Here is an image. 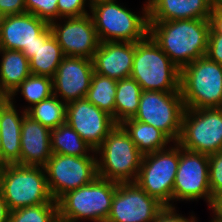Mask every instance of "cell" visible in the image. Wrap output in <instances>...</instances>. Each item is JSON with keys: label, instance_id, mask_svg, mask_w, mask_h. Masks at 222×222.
<instances>
[{"label": "cell", "instance_id": "obj_39", "mask_svg": "<svg viewBox=\"0 0 222 222\" xmlns=\"http://www.w3.org/2000/svg\"><path fill=\"white\" fill-rule=\"evenodd\" d=\"M9 212L10 211L0 191V222H8Z\"/></svg>", "mask_w": 222, "mask_h": 222}, {"label": "cell", "instance_id": "obj_25", "mask_svg": "<svg viewBox=\"0 0 222 222\" xmlns=\"http://www.w3.org/2000/svg\"><path fill=\"white\" fill-rule=\"evenodd\" d=\"M51 150L77 157L96 156L91 146L67 122L51 130Z\"/></svg>", "mask_w": 222, "mask_h": 222}, {"label": "cell", "instance_id": "obj_1", "mask_svg": "<svg viewBox=\"0 0 222 222\" xmlns=\"http://www.w3.org/2000/svg\"><path fill=\"white\" fill-rule=\"evenodd\" d=\"M209 30V19L149 21L148 35L181 70L206 56Z\"/></svg>", "mask_w": 222, "mask_h": 222}, {"label": "cell", "instance_id": "obj_34", "mask_svg": "<svg viewBox=\"0 0 222 222\" xmlns=\"http://www.w3.org/2000/svg\"><path fill=\"white\" fill-rule=\"evenodd\" d=\"M178 212V213H177ZM186 217L179 213L177 207H164V209L156 216L153 222H198L197 216L194 212Z\"/></svg>", "mask_w": 222, "mask_h": 222}, {"label": "cell", "instance_id": "obj_16", "mask_svg": "<svg viewBox=\"0 0 222 222\" xmlns=\"http://www.w3.org/2000/svg\"><path fill=\"white\" fill-rule=\"evenodd\" d=\"M49 23L31 13L0 17V49L22 51L30 59L37 48L39 35Z\"/></svg>", "mask_w": 222, "mask_h": 222}, {"label": "cell", "instance_id": "obj_23", "mask_svg": "<svg viewBox=\"0 0 222 222\" xmlns=\"http://www.w3.org/2000/svg\"><path fill=\"white\" fill-rule=\"evenodd\" d=\"M0 98H8L31 74L22 51L0 49Z\"/></svg>", "mask_w": 222, "mask_h": 222}, {"label": "cell", "instance_id": "obj_10", "mask_svg": "<svg viewBox=\"0 0 222 222\" xmlns=\"http://www.w3.org/2000/svg\"><path fill=\"white\" fill-rule=\"evenodd\" d=\"M184 111L181 92L142 91L133 119L160 129L173 142H178Z\"/></svg>", "mask_w": 222, "mask_h": 222}, {"label": "cell", "instance_id": "obj_24", "mask_svg": "<svg viewBox=\"0 0 222 222\" xmlns=\"http://www.w3.org/2000/svg\"><path fill=\"white\" fill-rule=\"evenodd\" d=\"M120 125L143 155L163 150L173 144L164 132L147 123L129 118Z\"/></svg>", "mask_w": 222, "mask_h": 222}, {"label": "cell", "instance_id": "obj_2", "mask_svg": "<svg viewBox=\"0 0 222 222\" xmlns=\"http://www.w3.org/2000/svg\"><path fill=\"white\" fill-rule=\"evenodd\" d=\"M144 3L138 15L117 0L92 6L89 14L100 42L143 41L149 33L147 0Z\"/></svg>", "mask_w": 222, "mask_h": 222}, {"label": "cell", "instance_id": "obj_11", "mask_svg": "<svg viewBox=\"0 0 222 222\" xmlns=\"http://www.w3.org/2000/svg\"><path fill=\"white\" fill-rule=\"evenodd\" d=\"M44 169L48 189L55 201L99 177L96 156L77 157L52 153Z\"/></svg>", "mask_w": 222, "mask_h": 222}, {"label": "cell", "instance_id": "obj_5", "mask_svg": "<svg viewBox=\"0 0 222 222\" xmlns=\"http://www.w3.org/2000/svg\"><path fill=\"white\" fill-rule=\"evenodd\" d=\"M95 152L100 178L118 183L136 181L143 154L120 124L106 136Z\"/></svg>", "mask_w": 222, "mask_h": 222}, {"label": "cell", "instance_id": "obj_17", "mask_svg": "<svg viewBox=\"0 0 222 222\" xmlns=\"http://www.w3.org/2000/svg\"><path fill=\"white\" fill-rule=\"evenodd\" d=\"M93 73L92 59L64 56L52 77L53 94L66 104L86 98Z\"/></svg>", "mask_w": 222, "mask_h": 222}, {"label": "cell", "instance_id": "obj_31", "mask_svg": "<svg viewBox=\"0 0 222 222\" xmlns=\"http://www.w3.org/2000/svg\"><path fill=\"white\" fill-rule=\"evenodd\" d=\"M58 0H25L26 13L45 20L49 24L58 20Z\"/></svg>", "mask_w": 222, "mask_h": 222}, {"label": "cell", "instance_id": "obj_40", "mask_svg": "<svg viewBox=\"0 0 222 222\" xmlns=\"http://www.w3.org/2000/svg\"><path fill=\"white\" fill-rule=\"evenodd\" d=\"M109 1H114V0H86L89 8H91L92 6L102 3V2H109Z\"/></svg>", "mask_w": 222, "mask_h": 222}, {"label": "cell", "instance_id": "obj_20", "mask_svg": "<svg viewBox=\"0 0 222 222\" xmlns=\"http://www.w3.org/2000/svg\"><path fill=\"white\" fill-rule=\"evenodd\" d=\"M20 165L44 167L52 155L51 130L25 114L21 128Z\"/></svg>", "mask_w": 222, "mask_h": 222}, {"label": "cell", "instance_id": "obj_29", "mask_svg": "<svg viewBox=\"0 0 222 222\" xmlns=\"http://www.w3.org/2000/svg\"><path fill=\"white\" fill-rule=\"evenodd\" d=\"M19 93L24 98L23 100L28 103L22 108L24 111H27L33 105L38 104L53 95L52 78L30 74L20 86L13 91L8 99H15Z\"/></svg>", "mask_w": 222, "mask_h": 222}, {"label": "cell", "instance_id": "obj_19", "mask_svg": "<svg viewBox=\"0 0 222 222\" xmlns=\"http://www.w3.org/2000/svg\"><path fill=\"white\" fill-rule=\"evenodd\" d=\"M16 103V98H0L1 153L7 165H20L21 128L26 111L22 106L17 109Z\"/></svg>", "mask_w": 222, "mask_h": 222}, {"label": "cell", "instance_id": "obj_14", "mask_svg": "<svg viewBox=\"0 0 222 222\" xmlns=\"http://www.w3.org/2000/svg\"><path fill=\"white\" fill-rule=\"evenodd\" d=\"M49 25L64 56L93 58L100 40L90 14L61 18Z\"/></svg>", "mask_w": 222, "mask_h": 222}, {"label": "cell", "instance_id": "obj_35", "mask_svg": "<svg viewBox=\"0 0 222 222\" xmlns=\"http://www.w3.org/2000/svg\"><path fill=\"white\" fill-rule=\"evenodd\" d=\"M206 56L222 65V34L216 33L211 27L208 35Z\"/></svg>", "mask_w": 222, "mask_h": 222}, {"label": "cell", "instance_id": "obj_41", "mask_svg": "<svg viewBox=\"0 0 222 222\" xmlns=\"http://www.w3.org/2000/svg\"><path fill=\"white\" fill-rule=\"evenodd\" d=\"M7 164L4 162L2 153H1V137H0V170H2Z\"/></svg>", "mask_w": 222, "mask_h": 222}, {"label": "cell", "instance_id": "obj_12", "mask_svg": "<svg viewBox=\"0 0 222 222\" xmlns=\"http://www.w3.org/2000/svg\"><path fill=\"white\" fill-rule=\"evenodd\" d=\"M203 199L209 208L212 194L209 185L208 155L193 152L179 145V165L172 193V207L177 203Z\"/></svg>", "mask_w": 222, "mask_h": 222}, {"label": "cell", "instance_id": "obj_38", "mask_svg": "<svg viewBox=\"0 0 222 222\" xmlns=\"http://www.w3.org/2000/svg\"><path fill=\"white\" fill-rule=\"evenodd\" d=\"M208 210H210V212L212 211V218H210L211 220H222V194L217 195L213 199Z\"/></svg>", "mask_w": 222, "mask_h": 222}, {"label": "cell", "instance_id": "obj_21", "mask_svg": "<svg viewBox=\"0 0 222 222\" xmlns=\"http://www.w3.org/2000/svg\"><path fill=\"white\" fill-rule=\"evenodd\" d=\"M215 0H147L148 21L209 19Z\"/></svg>", "mask_w": 222, "mask_h": 222}, {"label": "cell", "instance_id": "obj_18", "mask_svg": "<svg viewBox=\"0 0 222 222\" xmlns=\"http://www.w3.org/2000/svg\"><path fill=\"white\" fill-rule=\"evenodd\" d=\"M135 43L100 42L92 58L94 73L120 80L128 78L133 68Z\"/></svg>", "mask_w": 222, "mask_h": 222}, {"label": "cell", "instance_id": "obj_7", "mask_svg": "<svg viewBox=\"0 0 222 222\" xmlns=\"http://www.w3.org/2000/svg\"><path fill=\"white\" fill-rule=\"evenodd\" d=\"M180 92L185 108L222 107V65L207 56L180 70Z\"/></svg>", "mask_w": 222, "mask_h": 222}, {"label": "cell", "instance_id": "obj_32", "mask_svg": "<svg viewBox=\"0 0 222 222\" xmlns=\"http://www.w3.org/2000/svg\"><path fill=\"white\" fill-rule=\"evenodd\" d=\"M209 185L212 201L222 194V151L208 155Z\"/></svg>", "mask_w": 222, "mask_h": 222}, {"label": "cell", "instance_id": "obj_4", "mask_svg": "<svg viewBox=\"0 0 222 222\" xmlns=\"http://www.w3.org/2000/svg\"><path fill=\"white\" fill-rule=\"evenodd\" d=\"M130 77L142 91L180 92V69L149 35L135 43Z\"/></svg>", "mask_w": 222, "mask_h": 222}, {"label": "cell", "instance_id": "obj_13", "mask_svg": "<svg viewBox=\"0 0 222 222\" xmlns=\"http://www.w3.org/2000/svg\"><path fill=\"white\" fill-rule=\"evenodd\" d=\"M164 205L136 182L118 183L106 222H153Z\"/></svg>", "mask_w": 222, "mask_h": 222}, {"label": "cell", "instance_id": "obj_27", "mask_svg": "<svg viewBox=\"0 0 222 222\" xmlns=\"http://www.w3.org/2000/svg\"><path fill=\"white\" fill-rule=\"evenodd\" d=\"M118 80L93 73L86 99L111 115L115 121V96Z\"/></svg>", "mask_w": 222, "mask_h": 222}, {"label": "cell", "instance_id": "obj_37", "mask_svg": "<svg viewBox=\"0 0 222 222\" xmlns=\"http://www.w3.org/2000/svg\"><path fill=\"white\" fill-rule=\"evenodd\" d=\"M210 27L219 34H222V3L215 0L210 13Z\"/></svg>", "mask_w": 222, "mask_h": 222}, {"label": "cell", "instance_id": "obj_42", "mask_svg": "<svg viewBox=\"0 0 222 222\" xmlns=\"http://www.w3.org/2000/svg\"><path fill=\"white\" fill-rule=\"evenodd\" d=\"M209 222H222V220H210Z\"/></svg>", "mask_w": 222, "mask_h": 222}, {"label": "cell", "instance_id": "obj_33", "mask_svg": "<svg viewBox=\"0 0 222 222\" xmlns=\"http://www.w3.org/2000/svg\"><path fill=\"white\" fill-rule=\"evenodd\" d=\"M57 6L58 19L81 17L90 13L86 0H58Z\"/></svg>", "mask_w": 222, "mask_h": 222}, {"label": "cell", "instance_id": "obj_3", "mask_svg": "<svg viewBox=\"0 0 222 222\" xmlns=\"http://www.w3.org/2000/svg\"><path fill=\"white\" fill-rule=\"evenodd\" d=\"M118 182L98 177L57 200L60 222H106Z\"/></svg>", "mask_w": 222, "mask_h": 222}, {"label": "cell", "instance_id": "obj_26", "mask_svg": "<svg viewBox=\"0 0 222 222\" xmlns=\"http://www.w3.org/2000/svg\"><path fill=\"white\" fill-rule=\"evenodd\" d=\"M141 86L131 77L118 80L115 96V122L133 118L138 111Z\"/></svg>", "mask_w": 222, "mask_h": 222}, {"label": "cell", "instance_id": "obj_9", "mask_svg": "<svg viewBox=\"0 0 222 222\" xmlns=\"http://www.w3.org/2000/svg\"><path fill=\"white\" fill-rule=\"evenodd\" d=\"M177 143L206 155L222 151V107L185 108Z\"/></svg>", "mask_w": 222, "mask_h": 222}, {"label": "cell", "instance_id": "obj_6", "mask_svg": "<svg viewBox=\"0 0 222 222\" xmlns=\"http://www.w3.org/2000/svg\"><path fill=\"white\" fill-rule=\"evenodd\" d=\"M0 191L9 211L55 201L39 166L6 165L0 170Z\"/></svg>", "mask_w": 222, "mask_h": 222}, {"label": "cell", "instance_id": "obj_22", "mask_svg": "<svg viewBox=\"0 0 222 222\" xmlns=\"http://www.w3.org/2000/svg\"><path fill=\"white\" fill-rule=\"evenodd\" d=\"M63 58L64 54L49 25L39 35L37 48L29 59L30 73L52 78Z\"/></svg>", "mask_w": 222, "mask_h": 222}, {"label": "cell", "instance_id": "obj_36", "mask_svg": "<svg viewBox=\"0 0 222 222\" xmlns=\"http://www.w3.org/2000/svg\"><path fill=\"white\" fill-rule=\"evenodd\" d=\"M26 13L25 0H0V17Z\"/></svg>", "mask_w": 222, "mask_h": 222}, {"label": "cell", "instance_id": "obj_30", "mask_svg": "<svg viewBox=\"0 0 222 222\" xmlns=\"http://www.w3.org/2000/svg\"><path fill=\"white\" fill-rule=\"evenodd\" d=\"M8 222H59L57 201L10 211Z\"/></svg>", "mask_w": 222, "mask_h": 222}, {"label": "cell", "instance_id": "obj_8", "mask_svg": "<svg viewBox=\"0 0 222 222\" xmlns=\"http://www.w3.org/2000/svg\"><path fill=\"white\" fill-rule=\"evenodd\" d=\"M179 165V144L143 155L136 183L165 207H172V193Z\"/></svg>", "mask_w": 222, "mask_h": 222}, {"label": "cell", "instance_id": "obj_15", "mask_svg": "<svg viewBox=\"0 0 222 222\" xmlns=\"http://www.w3.org/2000/svg\"><path fill=\"white\" fill-rule=\"evenodd\" d=\"M66 122L94 151L117 125L111 115L86 98L66 104Z\"/></svg>", "mask_w": 222, "mask_h": 222}, {"label": "cell", "instance_id": "obj_28", "mask_svg": "<svg viewBox=\"0 0 222 222\" xmlns=\"http://www.w3.org/2000/svg\"><path fill=\"white\" fill-rule=\"evenodd\" d=\"M26 114L52 130L66 122V103L53 94L33 105Z\"/></svg>", "mask_w": 222, "mask_h": 222}]
</instances>
